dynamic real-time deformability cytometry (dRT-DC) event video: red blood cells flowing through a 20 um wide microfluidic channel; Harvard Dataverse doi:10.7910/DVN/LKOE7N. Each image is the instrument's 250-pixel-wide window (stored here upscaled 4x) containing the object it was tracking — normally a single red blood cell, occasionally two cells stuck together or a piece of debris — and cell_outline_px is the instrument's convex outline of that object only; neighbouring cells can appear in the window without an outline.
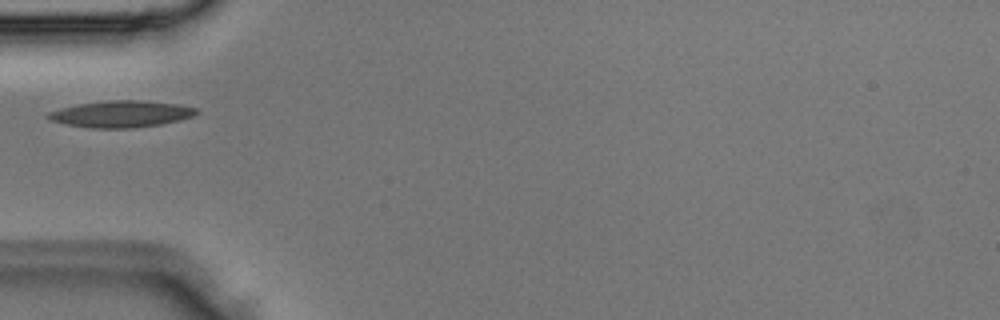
{"species": "Egyptian fruit bat (a non-hibernating species)", "species_latin": "Rousettus aegyptiacus", "temperature_condition": "room temperature", "stored_images_in_passage": 2, "camera_frame_rate_fps": 3000, "um_per_image_px": 0.085, "animal": {"sex": "male"}, "frame": {"image": 1, "passage_image": 2, "time_ms": 0.333, "image_size_px": [1000, 320], "cell_outline_px": [[200, 112], [192, 116], [160, 124], [132, 128], [88, 128], [64, 124], [52, 120], [44, 116], [48, 112], [60, 108], [80, 104], [108, 100], [144, 100], [176, 104], [196, 108]], "centroid_in_image_um": [10.25, 9.69], "position_along_channel_um": 74.7, "area_um2": 22.89}}